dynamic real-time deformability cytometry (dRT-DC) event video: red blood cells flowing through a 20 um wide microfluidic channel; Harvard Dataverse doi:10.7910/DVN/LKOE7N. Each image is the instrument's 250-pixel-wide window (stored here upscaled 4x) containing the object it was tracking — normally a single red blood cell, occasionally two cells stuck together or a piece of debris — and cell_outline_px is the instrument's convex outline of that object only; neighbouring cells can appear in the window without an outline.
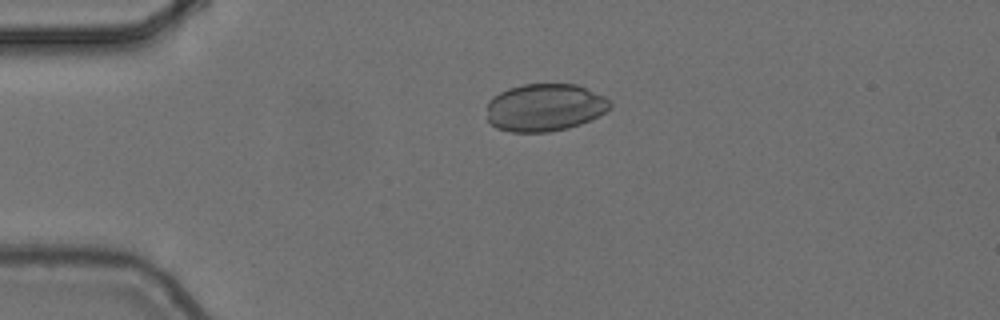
{"species": "common noctule bat (a hibernating species)", "species_latin": "Nyctalus noctula", "temperature_condition": "cold", "stored_images_in_passage": 2, "camera_frame_rate_fps": 3000, "um_per_image_px": 0.085, "animal": {"sex": "female", "body_mass_g": 24.6, "forearm_length_mm": 56.2}, "frame": {"image": 1, "passage_image": 1, "time_ms": 0.0, "image_size_px": [1000, 320], "cell_outline_px": [[612, 104], [604, 112], [580, 124], [568, 128], [548, 132], [512, 132], [496, 128], [488, 120], [488, 100], [492, 96], [508, 88], [524, 84], [576, 84], [604, 96]], "centroid_in_image_um": [46.27, 9.13], "position_along_channel_um": 38.7, "area_um2": 33.99}}